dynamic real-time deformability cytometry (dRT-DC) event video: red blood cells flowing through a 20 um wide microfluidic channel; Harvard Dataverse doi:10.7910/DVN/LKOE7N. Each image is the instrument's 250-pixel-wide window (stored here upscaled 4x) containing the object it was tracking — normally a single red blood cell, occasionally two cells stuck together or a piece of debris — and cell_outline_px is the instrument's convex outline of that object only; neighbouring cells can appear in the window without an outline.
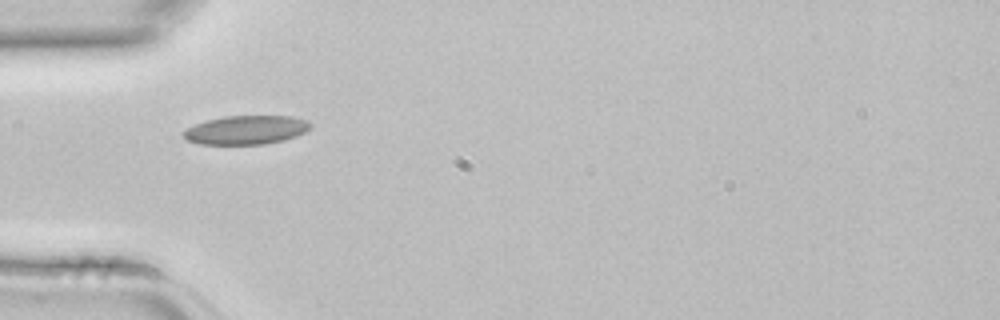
{"species": "common noctule bat (a hibernating species)", "species_latin": "Nyctalus noctula", "temperature_condition": "room temperature", "stored_images_in_passage": 2, "camera_frame_rate_fps": 3000, "um_per_image_px": 0.085, "animal": {"sex": "female", "body_mass_g": 22.7, "forearm_length_mm": 54.2}, "frame": {"image": 1, "passage_image": 1, "time_ms": 0.0, "image_size_px": [1000, 320], "cell_outline_px": [[312, 124], [304, 132], [296, 136], [284, 140], [264, 144], [200, 144], [184, 140], [180, 132], [196, 124], [208, 120], [224, 116], [292, 116], [308, 120]], "centroid_in_image_um": [20.89, 11.05], "position_along_channel_um": 64.1, "area_um2": 21.39}}